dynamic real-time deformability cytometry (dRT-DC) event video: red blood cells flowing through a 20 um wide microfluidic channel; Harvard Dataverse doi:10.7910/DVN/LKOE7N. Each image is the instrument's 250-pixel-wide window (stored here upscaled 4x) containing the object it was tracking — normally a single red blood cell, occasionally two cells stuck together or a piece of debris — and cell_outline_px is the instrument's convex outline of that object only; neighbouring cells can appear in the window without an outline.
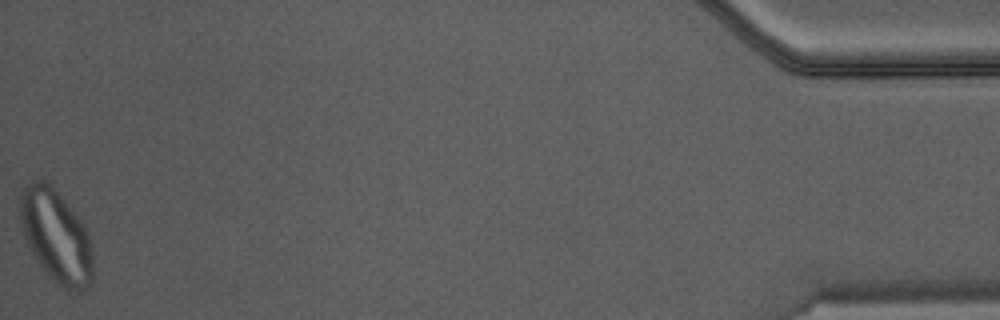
{"species": "Egyptian fruit bat (a non-hibernating species)", "species_latin": "Rousettus aegyptiacus", "temperature_condition": "warm", "stored_images_in_passage": 46, "camera_frame_rate_fps": 3000, "um_per_image_px": 0.085, "animal": {"sex": "male"}, "frame": {"image": 1, "passage_image": 46, "time_ms": 15.0, "image_size_px": [1000, 320], "cell_outline_px": [[92, 284], [80, 292], [64, 288], [56, 284], [48, 276], [32, 252], [28, 244], [20, 224], [20, 196], [24, 188], [32, 180], [44, 180], [60, 196], [80, 220], [88, 232], [92, 256]], "centroid_in_image_um": [4.77, 20.11], "position_along_channel_um": 430.4, "area_um2": 38.73}}